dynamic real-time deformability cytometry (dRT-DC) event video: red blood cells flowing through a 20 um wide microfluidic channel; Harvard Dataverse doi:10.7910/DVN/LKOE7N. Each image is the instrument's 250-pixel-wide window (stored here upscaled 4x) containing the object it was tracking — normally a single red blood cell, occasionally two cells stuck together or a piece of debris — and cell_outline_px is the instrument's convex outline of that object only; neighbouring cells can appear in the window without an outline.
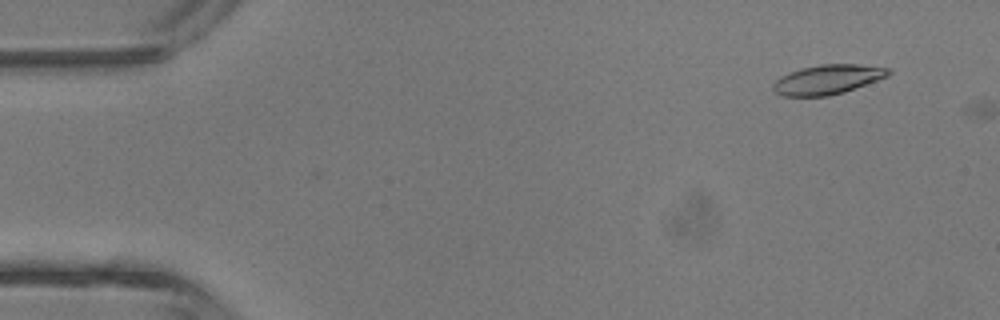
{"species": "common noctule bat (a hibernating species)", "species_latin": "Nyctalus noctula", "temperature_condition": "room temperature", "stored_images_in_passage": 2, "camera_frame_rate_fps": 3000, "um_per_image_px": 0.085, "animal": {"sex": "male", "body_mass_g": 13.3}, "frame": {"image": 1, "passage_image": 1, "time_ms": 0.0, "image_size_px": [1000, 320], "cell_outline_px": [[892, 72], [888, 76], [844, 92], [828, 96], [784, 96], [776, 92], [772, 88], [772, 84], [780, 76], [800, 68], [820, 64], [856, 64], [888, 68]], "centroid_in_image_um": [70.33, 6.75], "position_along_channel_um": 14.7, "area_um2": 19.77}}